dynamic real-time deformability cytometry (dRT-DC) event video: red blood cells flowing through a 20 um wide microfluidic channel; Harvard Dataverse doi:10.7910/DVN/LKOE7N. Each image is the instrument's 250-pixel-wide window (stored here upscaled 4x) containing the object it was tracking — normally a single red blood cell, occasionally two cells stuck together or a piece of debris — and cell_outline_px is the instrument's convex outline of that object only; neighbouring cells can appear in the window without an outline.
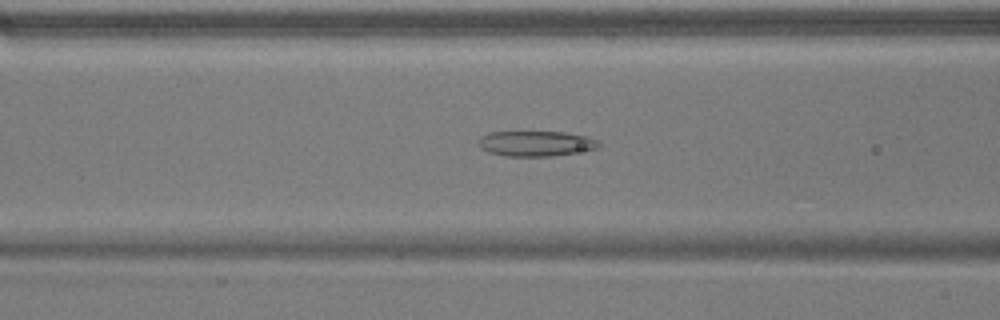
{"species": "common noctule bat (a hibernating species)", "species_latin": "Nyctalus noctula", "temperature_condition": "warm", "stored_images_in_passage": 52, "camera_frame_rate_fps": 3000, "um_per_image_px": 0.085, "animal": {"sex": "male", "body_mass_g": 17.9}, "frame": {"image": 1, "passage_image": 21, "time_ms": 6.667, "image_size_px": [1000, 320], "cell_outline_px": [[600, 144], [596, 148], [552, 156], [504, 156], [488, 152], [480, 148], [476, 144], [476, 140], [480, 136], [488, 132], [564, 132], [584, 136], [600, 140]], "centroid_in_image_um": [45.45, 12.2], "position_along_channel_um": 121.1, "area_um2": 17.8}}
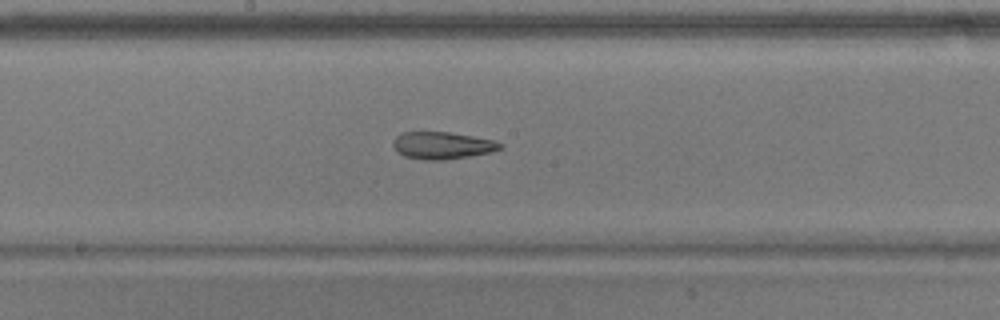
{"frame": {"image": 2, "passage_image": 28, "time_ms": 9.0, "image_size_px": [1000, 320], "cell_outline_px": [[504, 148], [492, 152], [444, 160], [424, 160], [404, 156], [392, 144], [396, 136], [400, 132], [448, 132], [472, 136], [492, 140], [504, 144]], "centroid_in_image_um": [37.62, 12.36], "position_along_channel_um": 210.6, "area_um2": 16.88}}
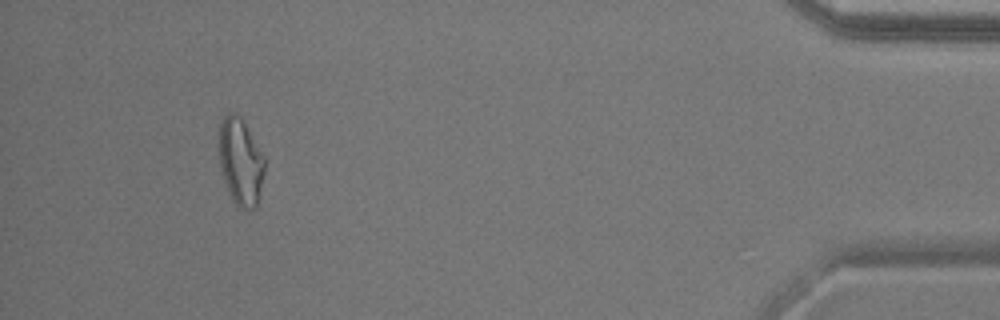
{"frame": {"image": 3, "passage_image": 49, "time_ms": 16.0, "image_size_px": [1000, 320], "cell_outline_px": [[264, 172], [256, 204], [248, 212], [240, 208], [232, 200], [224, 180], [220, 164], [220, 124], [224, 116], [228, 112], [232, 112], [240, 116], [244, 120], [264, 156]], "centroid_in_image_um": [20.45, 13.72], "position_along_channel_um": 414.7, "area_um2": 22.83}, "authors_computed_cell_mechanics": {"area_um2": 21.0681, "velocity_mm_per_s": 3.8347, "shape_relaxation_time_tau1_ms": null, "shape_relaxation_time_tau2_ms": 4.1726, "deformation_change_tau1": null, "deformation_change_tau2": 0.1286}}